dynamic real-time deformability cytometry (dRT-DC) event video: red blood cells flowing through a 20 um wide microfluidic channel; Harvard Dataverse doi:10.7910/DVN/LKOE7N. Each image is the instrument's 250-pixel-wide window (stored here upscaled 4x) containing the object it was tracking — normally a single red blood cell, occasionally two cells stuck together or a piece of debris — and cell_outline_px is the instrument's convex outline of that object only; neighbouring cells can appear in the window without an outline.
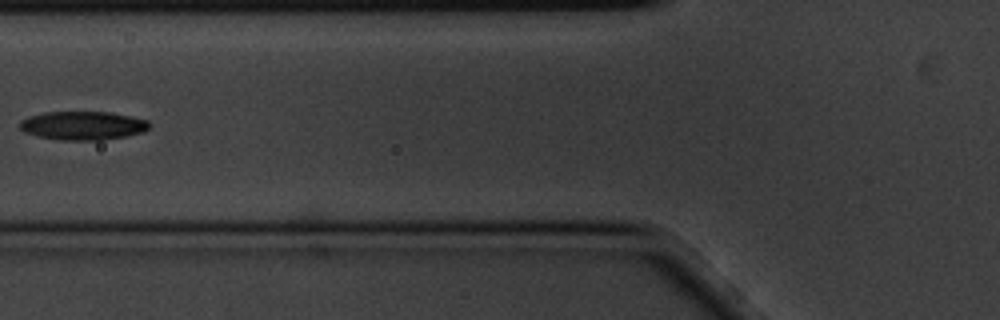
{"species": "common noctule bat (a hibernating species)", "species_latin": "Nyctalus noctula", "temperature_condition": "cold", "stored_images_in_passage": 6, "camera_frame_rate_fps": 3000, "um_per_image_px": 0.085, "animal": {"sex": "male", "body_mass_g": 20.1, "forearm_length_mm": 53.5}, "frame": {"image": 1, "passage_image": 6, "time_ms": 1.667, "image_size_px": [1000, 320], "cell_outline_px": [[152, 124], [144, 132], [124, 136], [100, 140], [60, 140], [40, 136], [24, 132], [20, 128], [20, 120], [44, 112], [108, 112], [132, 116], [148, 120]], "centroid_in_image_um": [7.08, 10.67], "position_along_channel_um": 118.7, "area_um2": 21.5}}